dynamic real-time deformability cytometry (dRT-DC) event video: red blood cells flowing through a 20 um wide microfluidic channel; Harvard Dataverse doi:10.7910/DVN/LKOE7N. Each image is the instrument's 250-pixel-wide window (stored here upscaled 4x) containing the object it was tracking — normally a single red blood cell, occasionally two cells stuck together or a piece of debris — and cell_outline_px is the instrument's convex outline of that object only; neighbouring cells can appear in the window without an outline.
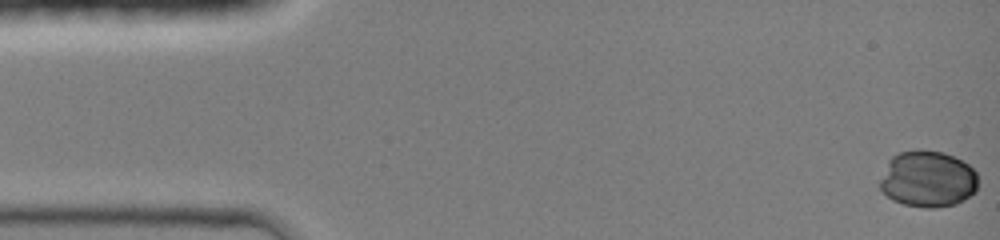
{"species": "common noctule bat (a hibernating species)", "species_latin": "Nyctalus noctula", "temperature_condition": "room temperature", "stored_images_in_passage": 41, "camera_frame_rate_fps": 3000, "um_per_image_px": 0.085, "animal": {"sex": "female", "body_mass_g": 19.0, "forearm_length_mm": 51.5}, "frame": {"image": 1, "passage_image": 1, "time_ms": 0.0, "image_size_px": [1000, 240], "cell_outline_px": [[976, 192], [964, 200], [956, 204], [932, 208], [924, 208], [904, 204], [892, 200], [880, 188], [880, 180], [888, 160], [892, 156], [900, 152], [916, 148], [920, 148], [944, 152], [968, 164], [976, 172]], "centroid_in_image_um": [78.85, 15.2], "position_along_channel_um": 6.2, "area_um2": 32.48}}